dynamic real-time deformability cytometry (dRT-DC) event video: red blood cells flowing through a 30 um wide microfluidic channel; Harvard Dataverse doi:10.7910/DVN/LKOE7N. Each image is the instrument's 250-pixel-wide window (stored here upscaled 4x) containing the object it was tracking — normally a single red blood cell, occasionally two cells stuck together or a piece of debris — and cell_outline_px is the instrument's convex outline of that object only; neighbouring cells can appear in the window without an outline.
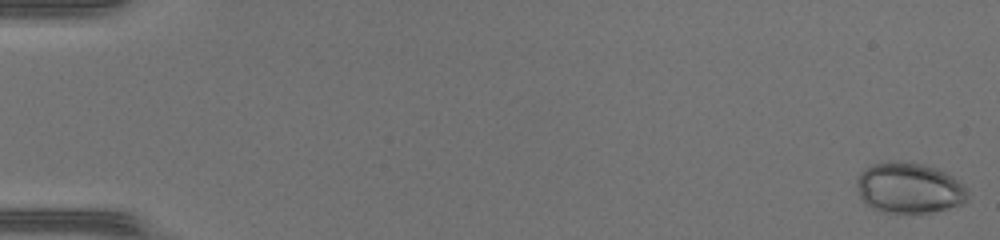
{"species": "common noctule bat (a hibernating species)", "species_latin": "Nyctalus noctula", "temperature_condition": "warm", "stored_images_in_passage": 49, "camera_frame_rate_fps": 3000, "um_per_image_px": 0.085, "animal": {"sex": "female", "body_mass_g": 17.0, "forearm_length_mm": 48.0}, "frame": {"image": 1, "passage_image": 1, "time_ms": 0.0, "image_size_px": [1000, 240], "cell_outline_px": [[968, 200], [964, 204], [932, 212], [884, 212], [872, 208], [860, 200], [856, 184], [856, 180], [860, 172], [864, 168], [872, 164], [892, 160], [900, 160], [920, 164], [936, 168], [952, 176], [968, 192]], "centroid_in_image_um": [77.23, 15.97], "position_along_channel_um": 7.8, "area_um2": 32.89}}
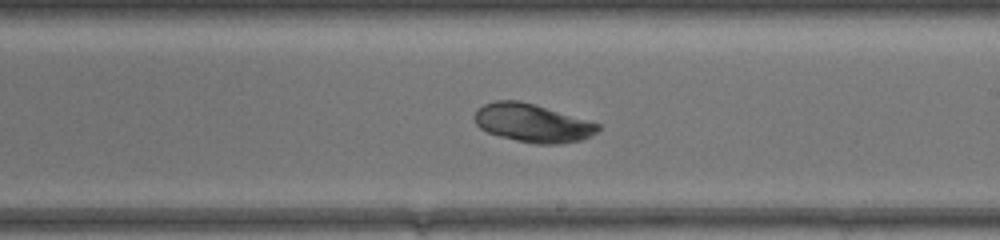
{"frame": {"image": 2, "passage_image": 30, "time_ms": 9.667, "image_size_px": [1000, 240], "cell_outline_px": [[600, 128], [596, 132], [580, 140], [560, 144], [536, 144], [516, 140], [500, 136], [488, 132], [480, 128], [476, 124], [472, 116], [484, 104], [496, 100], [520, 100], [536, 104], [600, 124]], "centroid_in_image_um": [45.24, 10.44], "position_along_channel_um": 243.8, "area_um2": 27.46}}
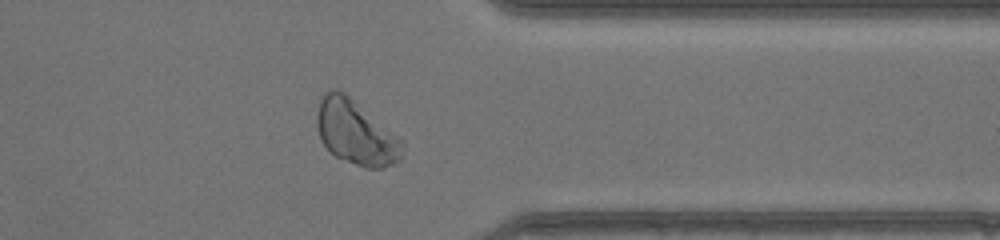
{"frame": {"image": 3, "passage_image": 40, "time_ms": 13.0, "image_size_px": [1000, 240], "cell_outline_px": [[404, 148], [400, 160], [392, 164], [380, 168], [364, 168], [336, 156], [320, 140], [316, 124], [316, 116], [320, 100], [324, 92], [328, 88], [336, 88], [344, 92], [404, 140]], "centroid_in_image_um": [30.25, 11.25], "position_along_channel_um": 381.2, "area_um2": 32.25}}